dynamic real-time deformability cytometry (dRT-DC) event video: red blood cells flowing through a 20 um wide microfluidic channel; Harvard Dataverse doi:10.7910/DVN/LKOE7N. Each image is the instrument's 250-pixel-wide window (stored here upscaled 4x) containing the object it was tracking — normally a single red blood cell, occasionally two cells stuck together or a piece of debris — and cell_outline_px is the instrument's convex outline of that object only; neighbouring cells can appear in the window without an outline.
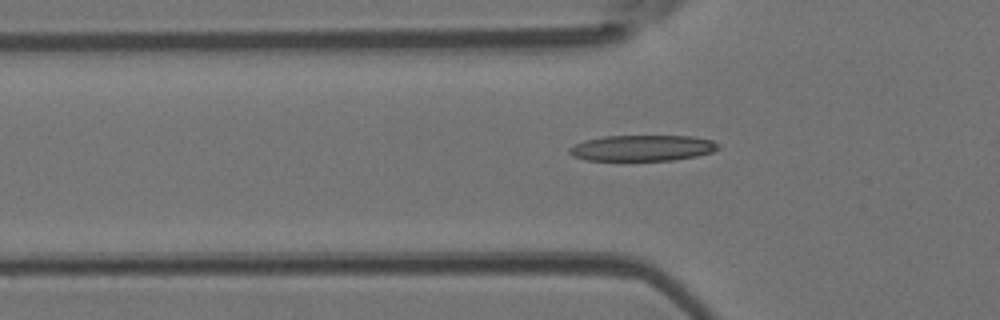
{"species": "Egyptian fruit bat (a non-hibernating species)", "species_latin": "Rousettus aegyptiacus", "temperature_condition": "room temperature", "stored_images_in_passage": 37, "camera_frame_rate_fps": 3000, "um_per_image_px": 0.085, "animal": {"sex": "female"}, "frame": {"image": 1, "passage_image": 3, "time_ms": 0.667, "image_size_px": [1000, 320], "cell_outline_px": [[720, 148], [712, 152], [696, 156], [672, 160], [584, 160], [572, 156], [568, 152], [568, 148], [584, 140], [604, 136], [692, 136], [712, 140], [720, 144]], "centroid_in_image_um": [54.6, 12.58], "position_along_channel_um": 71.2, "area_um2": 22.54}}
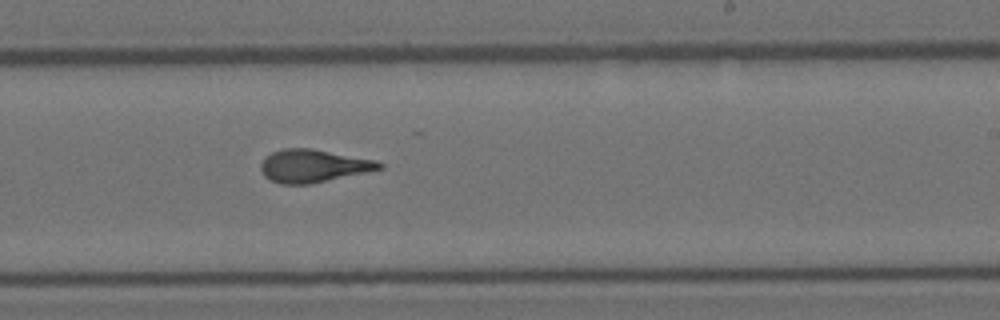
{"frame": {"image": 2, "passage_image": 17, "time_ms": 5.333, "image_size_px": [1000, 320], "cell_outline_px": [[384, 168], [308, 184], [280, 184], [264, 176], [260, 168], [260, 164], [272, 152], [284, 148], [312, 148], [376, 160], [384, 164]], "centroid_in_image_um": [26.63, 14.09], "position_along_channel_um": 262.4, "area_um2": 22.43}}
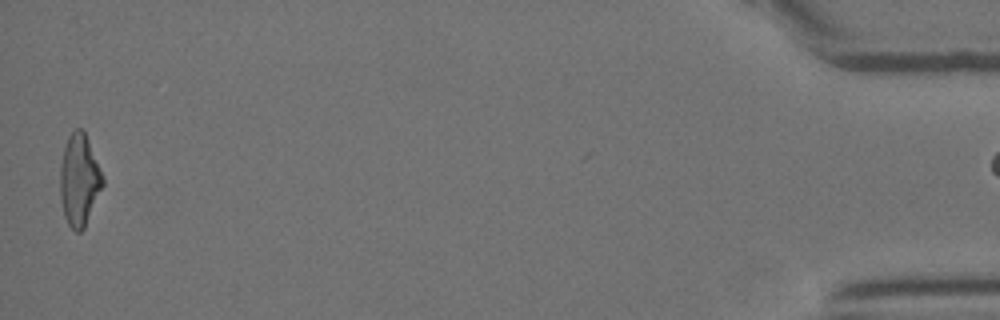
{"frame": {"image": 3, "passage_image": 36, "time_ms": 11.667, "image_size_px": [1000, 320], "cell_outline_px": [[104, 184], [84, 228], [80, 232], [76, 232], [68, 224], [64, 216], [60, 200], [60, 164], [64, 148], [68, 136], [76, 128], [80, 128], [84, 132], [88, 140], [104, 176]], "centroid_in_image_um": [6.73, 15.31], "position_along_channel_um": 428.5, "area_um2": 22.77}}